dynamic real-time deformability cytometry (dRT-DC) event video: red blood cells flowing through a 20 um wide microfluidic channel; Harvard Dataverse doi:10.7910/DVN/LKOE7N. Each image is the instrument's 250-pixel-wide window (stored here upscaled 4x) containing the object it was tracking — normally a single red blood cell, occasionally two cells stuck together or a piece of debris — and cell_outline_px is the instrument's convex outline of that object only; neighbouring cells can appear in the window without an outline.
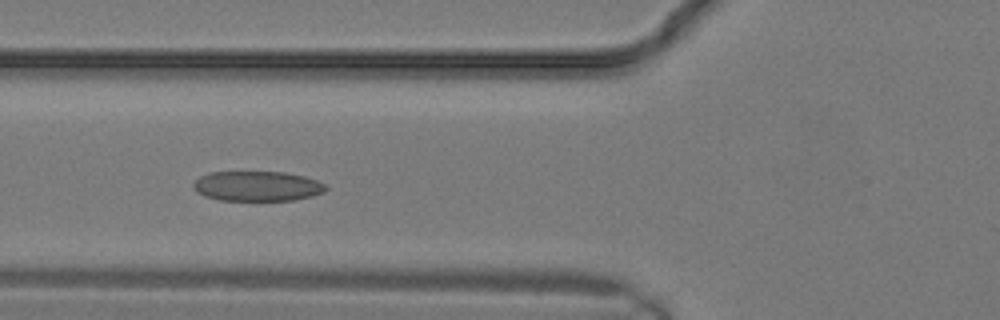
{"species": "common noctule bat (a hibernating species)", "species_latin": "Nyctalus noctula", "temperature_condition": "warm", "stored_images_in_passage": 9, "camera_frame_rate_fps": 3000, "um_per_image_px": 0.085, "animal": {"sex": "male", "body_mass_g": 19.2, "forearm_length_mm": 51.8}, "frame": {"image": 1, "passage_image": 6, "time_ms": 1.667, "image_size_px": [1000, 320], "cell_outline_px": [[328, 188], [324, 192], [312, 196], [292, 200], [220, 200], [204, 196], [196, 192], [192, 188], [192, 184], [200, 176], [212, 172], [284, 172], [304, 176], [316, 180], [324, 184]], "centroid_in_image_um": [21.84, 15.82], "position_along_channel_um": 104.0, "area_um2": 23.12}}
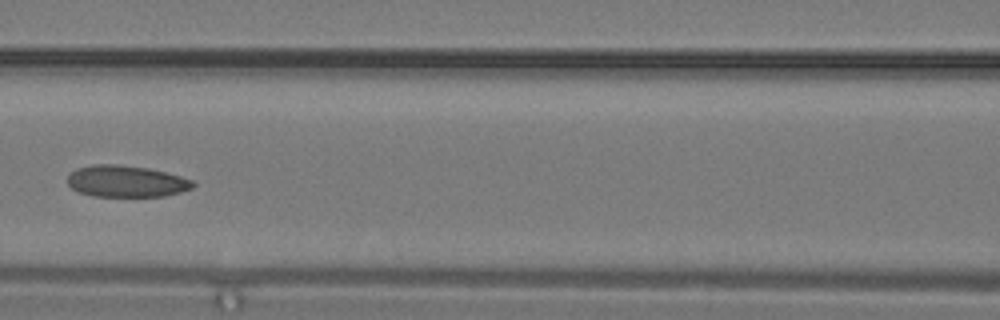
{"frame": {"image": 2, "passage_image": 8, "time_ms": 2.333, "image_size_px": [1000, 320], "cell_outline_px": [[196, 184], [192, 188], [180, 192], [164, 196], [92, 196], [80, 192], [72, 188], [68, 184], [68, 172], [76, 168], [92, 164], [116, 164], [148, 168], [180, 176], [192, 180]], "centroid_in_image_um": [10.7, 15.4], "position_along_channel_um": 155.9, "area_um2": 23.12}}